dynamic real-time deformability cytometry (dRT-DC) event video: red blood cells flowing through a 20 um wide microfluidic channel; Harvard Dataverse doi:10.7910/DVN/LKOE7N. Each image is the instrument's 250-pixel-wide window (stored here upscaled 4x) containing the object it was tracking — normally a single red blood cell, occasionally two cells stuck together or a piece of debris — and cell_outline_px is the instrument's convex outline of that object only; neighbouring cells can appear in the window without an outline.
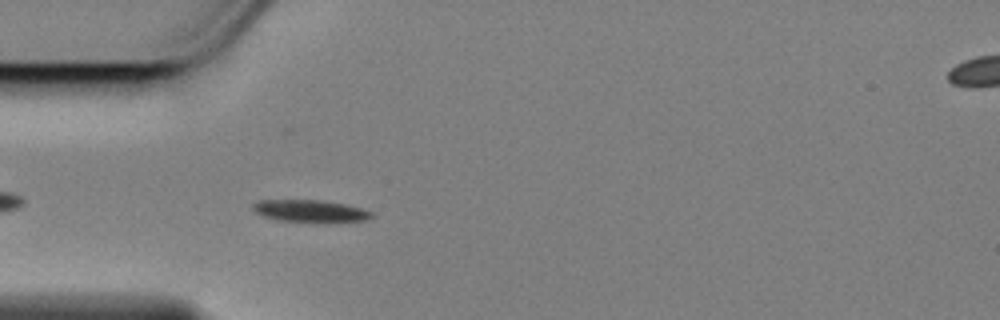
{"species": "Egyptian fruit bat (a non-hibernating species)", "species_latin": "Rousettus aegyptiacus", "temperature_condition": "cold", "stored_images_in_passage": 46, "camera_frame_rate_fps": 3000, "um_per_image_px": 0.085, "animal": {"sex": "female"}, "frame": {"image": 1, "passage_image": 4, "time_ms": 1.0, "image_size_px": [1000, 320], "cell_outline_px": [[372, 216], [368, 220], [276, 220], [264, 216], [256, 212], [252, 208], [252, 204], [256, 200], [320, 200], [344, 204], [360, 208], [372, 212]], "centroid_in_image_um": [26.28, 17.89], "position_along_channel_um": 58.7, "area_um2": 14.51}}
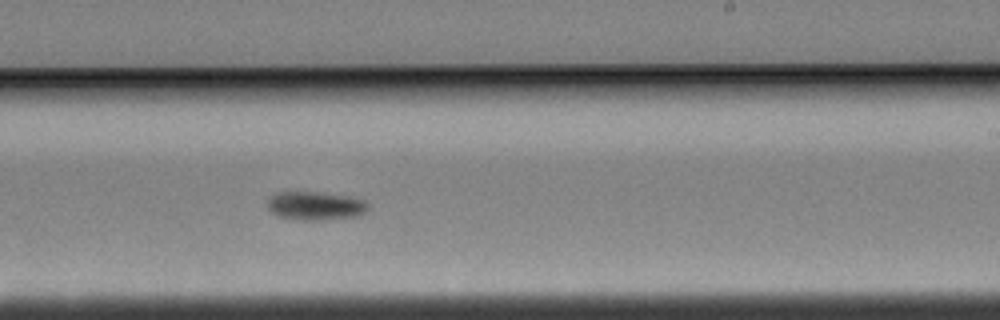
{"frame": {"image": 2, "passage_image": 22, "time_ms": 7.0, "image_size_px": [1000, 320], "cell_outline_px": [[368, 212], [360, 216], [320, 220], [296, 220], [276, 216], [268, 208], [268, 196], [276, 192], [316, 192], [348, 196], [364, 200], [368, 204]], "centroid_in_image_um": [26.8, 17.5], "position_along_channel_um": 262.2, "area_um2": 16.99}}
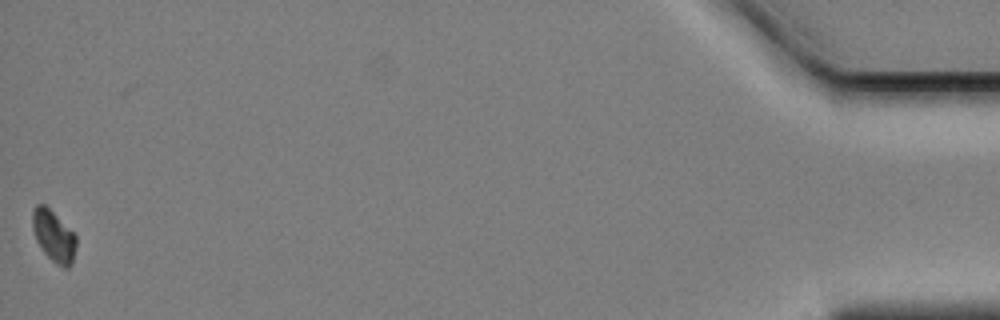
{"frame": {"image": 3, "passage_image": 45, "time_ms": 14.667, "image_size_px": [1000, 320], "cell_outline_px": [[76, 248], [72, 264], [68, 268], [64, 268], [56, 264], [44, 252], [36, 240], [32, 228], [32, 208], [36, 204], [44, 204], [76, 236]], "centroid_in_image_um": [4.55, 20.08], "position_along_channel_um": 430.7, "area_um2": 12.95}, "authors_computed_cell_mechanics": {"area_um2": 15.2592, "velocity_mm_per_s": 3.4379, "shape_relaxation_time_tau1_ms": 1.8059, "shape_relaxation_time_tau2_ms": null, "deformation_change_tau1": 0.1238, "deformation_change_tau2": null}}